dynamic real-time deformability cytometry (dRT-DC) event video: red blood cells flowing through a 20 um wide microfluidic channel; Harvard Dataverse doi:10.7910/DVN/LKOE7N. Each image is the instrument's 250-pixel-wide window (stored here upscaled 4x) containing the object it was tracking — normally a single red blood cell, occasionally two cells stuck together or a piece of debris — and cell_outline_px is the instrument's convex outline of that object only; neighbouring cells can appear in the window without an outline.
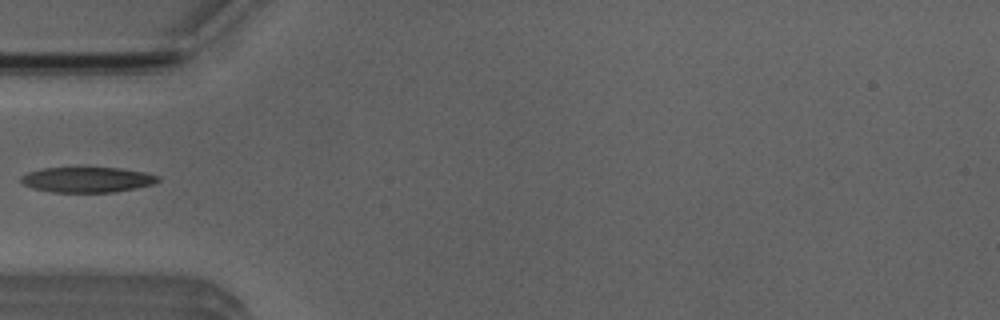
{"species": "Egyptian fruit bat (a non-hibernating species)", "species_latin": "Rousettus aegyptiacus", "temperature_condition": "room temperature", "stored_images_in_passage": 6, "camera_frame_rate_fps": 3000, "um_per_image_px": 0.085, "animal": {"sex": "male"}, "frame": {"image": 1, "passage_image": 5, "time_ms": 4.667, "image_size_px": [1000, 320], "cell_outline_px": [[160, 180], [152, 184], [136, 188], [112, 192], [52, 192], [32, 188], [24, 184], [20, 180], [20, 176], [28, 172], [44, 168], [120, 168], [144, 172], [160, 176]], "centroid_in_image_um": [7.41, 15.27], "position_along_channel_um": 77.6, "area_um2": 20.11}}